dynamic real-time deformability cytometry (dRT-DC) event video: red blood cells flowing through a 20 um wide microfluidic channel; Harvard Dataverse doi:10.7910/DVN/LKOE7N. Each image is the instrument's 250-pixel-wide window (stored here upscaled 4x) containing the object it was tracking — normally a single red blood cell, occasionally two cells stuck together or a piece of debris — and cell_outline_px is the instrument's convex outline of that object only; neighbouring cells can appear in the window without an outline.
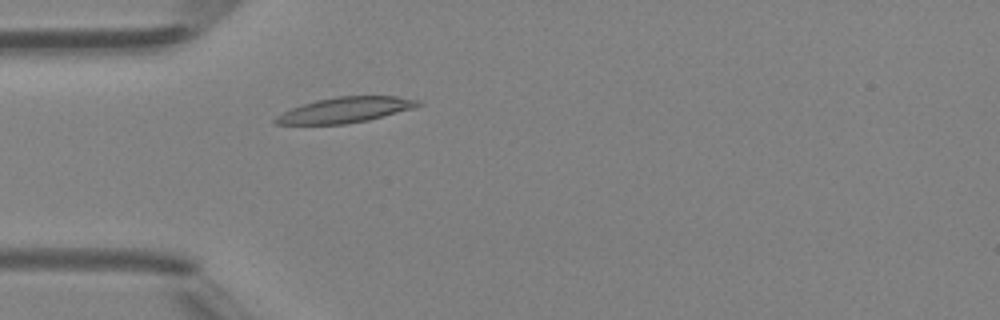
{"species": "Egyptian fruit bat (a non-hibernating species)", "species_latin": "Rousettus aegyptiacus", "temperature_condition": "room temperature", "stored_images_in_passage": 44, "camera_frame_rate_fps": 3000, "um_per_image_px": 0.085, "animal": {"sex": "female"}, "frame": {"image": 1, "passage_image": 11, "time_ms": 3.333, "image_size_px": [1000, 320], "cell_outline_px": [[424, 104], [416, 108], [368, 120], [344, 124], [276, 124], [272, 120], [276, 116], [292, 108], [316, 100], [336, 96], [396, 96], [420, 100]], "centroid_in_image_um": [29.41, 9.34], "position_along_channel_um": 55.6, "area_um2": 21.15}}
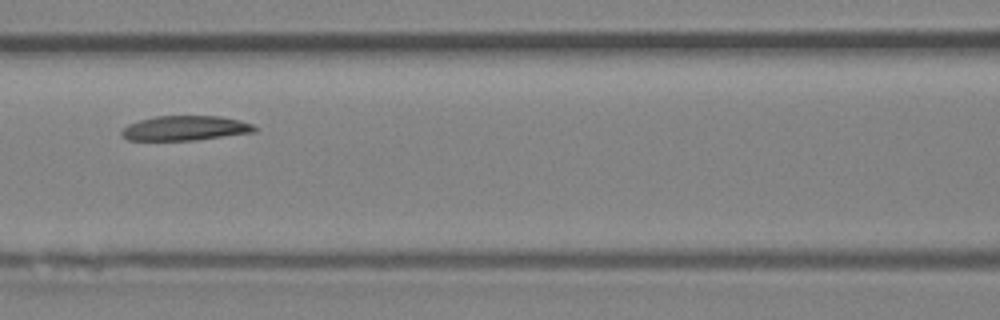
{"frame": {"image": 2, "passage_image": 18, "time_ms": 5.667, "image_size_px": [1000, 320], "cell_outline_px": [[256, 132], [196, 140], [128, 140], [120, 132], [128, 124], [140, 120], [156, 116], [220, 116], [240, 120], [252, 124], [256, 128]], "centroid_in_image_um": [15.77, 10.89], "position_along_channel_um": 150.8, "area_um2": 19.07}}
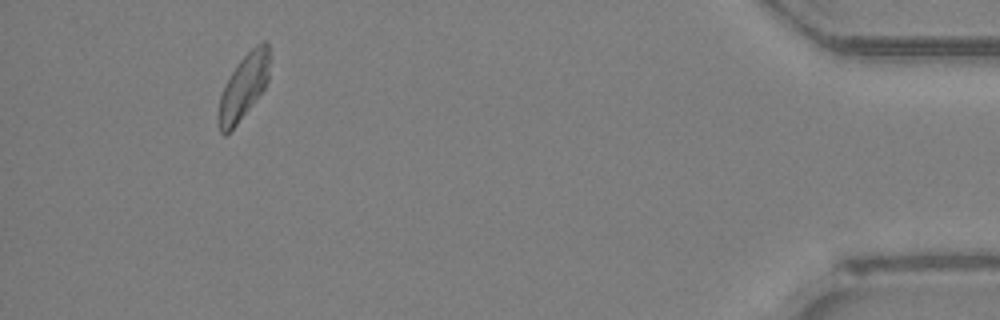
{"frame": {"image": 3, "passage_image": 41, "time_ms": 13.333, "image_size_px": [1000, 320], "cell_outline_px": [[268, 80], [264, 88], [236, 124], [224, 136], [220, 132], [216, 120], [216, 116], [220, 96], [236, 64], [256, 44], [264, 40], [268, 44]], "centroid_in_image_um": [20.66, 7.4], "position_along_channel_um": 414.5, "area_um2": 18.9}, "authors_computed_cell_mechanics": {"area_um2": 20.0855, "velocity_mm_per_s": 4.3214, "shape_relaxation_time_tau1_ms": null, "shape_relaxation_time_tau2_ms": 7.1287, "deformation_change_tau1": null, "deformation_change_tau2": 0.1439}}